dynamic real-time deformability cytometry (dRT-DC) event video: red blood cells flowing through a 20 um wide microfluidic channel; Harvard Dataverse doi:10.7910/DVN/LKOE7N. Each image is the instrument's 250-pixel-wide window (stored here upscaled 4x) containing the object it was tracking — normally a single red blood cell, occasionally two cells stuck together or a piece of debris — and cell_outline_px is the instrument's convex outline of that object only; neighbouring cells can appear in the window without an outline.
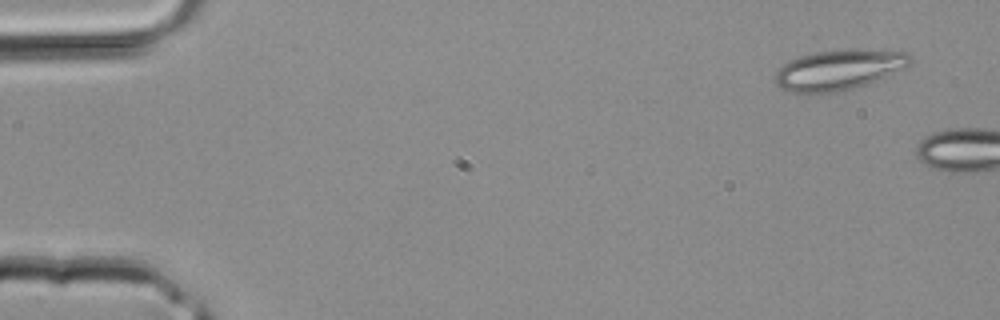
{"species": "common noctule bat (a hibernating species)", "species_latin": "Nyctalus noctula", "temperature_condition": "room temperature", "stored_images_in_passage": 3, "camera_frame_rate_fps": 3000, "um_per_image_px": 0.085, "animal": {"sex": "male", "body_mass_g": 20.4}, "frame": {"image": 1, "passage_image": 3, "time_ms": 0.667, "image_size_px": [1000, 320], "cell_outline_px": [[912, 64], [904, 68], [864, 84], [840, 92], [788, 92], [780, 88], [776, 84], [776, 72], [784, 64], [800, 56], [816, 52], [908, 52], [912, 56]], "centroid_in_image_um": [71.25, 5.98], "position_along_channel_um": 13.7, "area_um2": 30.06}}